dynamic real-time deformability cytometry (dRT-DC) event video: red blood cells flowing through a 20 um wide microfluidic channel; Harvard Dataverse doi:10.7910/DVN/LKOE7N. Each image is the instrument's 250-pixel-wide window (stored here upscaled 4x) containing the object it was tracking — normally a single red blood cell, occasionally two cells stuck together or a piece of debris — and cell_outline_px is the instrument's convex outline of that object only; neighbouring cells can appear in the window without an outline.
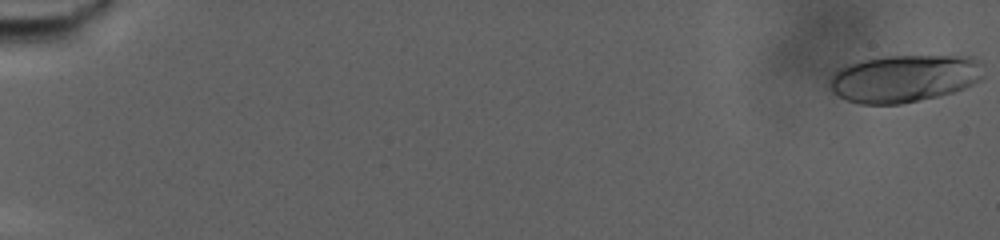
{"species": "human", "species_latin": "Homo sapiens", "temperature_condition": "warm", "stored_images_in_passage": 81, "camera_frame_rate_fps": 3000, "um_per_image_px": 0.085, "donor": {"sex": "male"}, "frame": {"image": 1, "passage_image": 1, "time_ms": 0.0, "image_size_px": [1000, 240], "cell_outline_px": [[984, 76], [980, 80], [964, 88], [952, 92], [936, 96], [900, 104], [860, 104], [848, 100], [832, 92], [828, 80], [844, 64], [860, 60], [884, 56], [972, 56], [980, 60], [984, 64]], "centroid_in_image_um": [76.88, 6.65], "position_along_channel_um": 8.1, "area_um2": 42.83}}
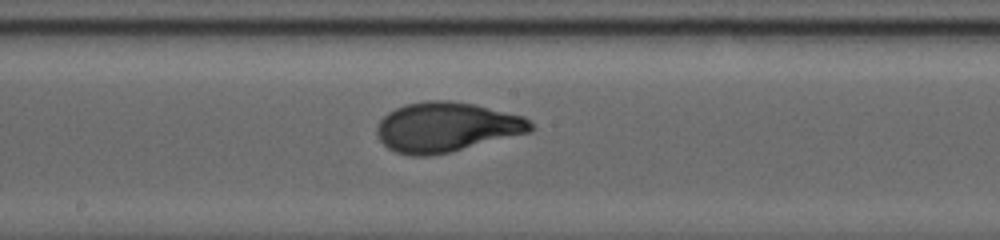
{"frame": {"image": 2, "passage_image": 46, "time_ms": 15.0, "image_size_px": [1000, 240], "cell_outline_px": [[536, 128], [532, 132], [448, 152], [428, 156], [412, 156], [396, 152], [388, 148], [380, 140], [376, 132], [376, 128], [380, 120], [388, 112], [404, 104], [424, 100], [452, 100], [472, 104], [524, 116]], "centroid_in_image_um": [37.94, 10.79], "position_along_channel_um": 210.3, "area_um2": 44.56}}
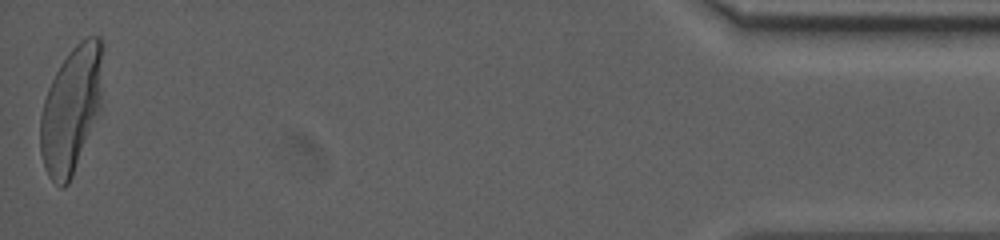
{"frame": {"image": 3, "passage_image": 81, "time_ms": 26.667, "image_size_px": [1000, 240], "cell_outline_px": [[104, 44], [100, 108], [72, 176], [68, 184], [64, 188], [60, 188], [48, 176], [40, 152], [40, 116], [44, 100], [48, 88], [60, 64], [72, 48], [80, 40], [88, 36], [100, 36]], "centroid_in_image_um": [6.06, 9.26], "position_along_channel_um": 429.1, "area_um2": 45.89}, "authors_computed_cell_mechanics": {"area_um2": 42.3096, "velocity_mm_per_s": 2.5573, "shape_relaxation_time_tau1_ms": 7.7402, "shape_relaxation_time_tau2_ms": null, "deformation_change_tau1": 0.2504, "deformation_change_tau2": null}}